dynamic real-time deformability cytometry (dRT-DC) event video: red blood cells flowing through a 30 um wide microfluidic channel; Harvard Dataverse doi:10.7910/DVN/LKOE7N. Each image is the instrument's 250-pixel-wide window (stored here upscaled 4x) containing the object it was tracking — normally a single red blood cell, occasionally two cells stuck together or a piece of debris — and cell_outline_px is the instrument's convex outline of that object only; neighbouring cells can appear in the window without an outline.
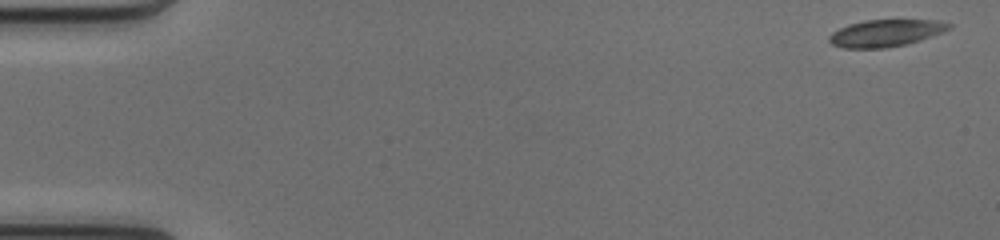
{"species": "common noctule bat (a hibernating species)", "species_latin": "Nyctalus noctula", "temperature_condition": "cold", "stored_images_in_passage": 50, "camera_frame_rate_fps": 3000, "um_per_image_px": 0.085, "animal": {"sex": "female", "body_mass_g": 17.0, "forearm_length_mm": 48.0}, "frame": {"image": 1, "passage_image": 1, "time_ms": 0.0, "image_size_px": [1000, 240], "cell_outline_px": [[952, 28], [920, 40], [908, 44], [884, 48], [844, 48], [832, 44], [828, 40], [828, 36], [832, 32], [848, 24], [864, 20], [940, 20], [952, 24]], "centroid_in_image_um": [75.28, 2.81], "position_along_channel_um": 9.7, "area_um2": 18.9}}
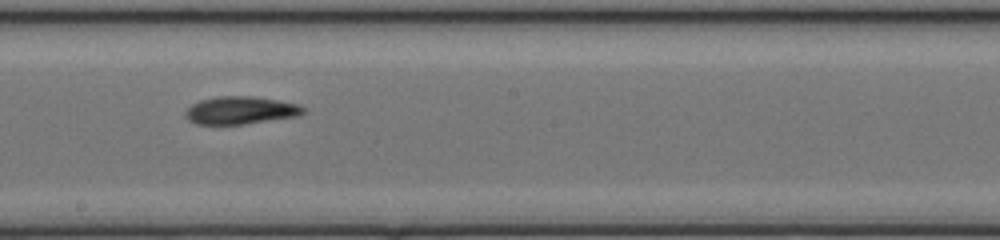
{"frame": {"image": 2, "passage_image": 28, "time_ms": 9.0, "image_size_px": [1000, 240], "cell_outline_px": [[304, 112], [300, 116], [244, 124], [196, 124], [188, 120], [184, 116], [184, 112], [192, 104], [200, 100], [220, 96], [252, 96], [280, 100], [300, 104], [304, 108]], "centroid_in_image_um": [20.46, 9.38], "position_along_channel_um": 227.7, "area_um2": 19.19}}
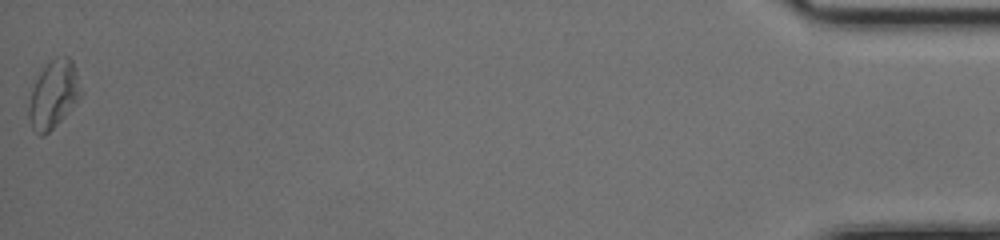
{"frame": {"image": 3, "passage_image": 50, "time_ms": 16.333, "image_size_px": [1000, 240], "cell_outline_px": [[84, 92], [64, 116], [44, 136], [40, 136], [32, 128], [28, 116], [28, 108], [32, 88], [40, 72], [56, 56], [68, 56], [72, 60], [76, 68]], "centroid_in_image_um": [4.57, 8.01], "position_along_channel_um": 430.6, "area_um2": 20.46}, "authors_computed_cell_mechanics": {"area_um2": 19.2763, "velocity_mm_per_s": 4.1136, "shape_relaxation_time_tau1_ms": 7.0777, "shape_relaxation_time_tau2_ms": 9.6463, "deformation_change_tau1": 0.1742, "deformation_change_tau2": 0.2257}}